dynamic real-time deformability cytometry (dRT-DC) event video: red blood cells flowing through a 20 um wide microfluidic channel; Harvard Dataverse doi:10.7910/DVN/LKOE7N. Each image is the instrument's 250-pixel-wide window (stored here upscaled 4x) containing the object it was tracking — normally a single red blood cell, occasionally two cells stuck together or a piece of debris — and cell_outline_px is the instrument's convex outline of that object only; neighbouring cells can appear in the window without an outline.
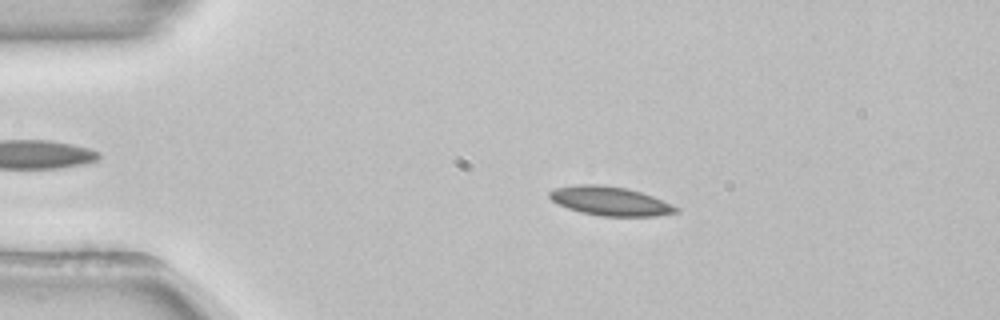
{"species": "common noctule bat (a hibernating species)", "species_latin": "Nyctalus noctula", "temperature_condition": "room temperature", "stored_images_in_passage": 52, "camera_frame_rate_fps": 3000, "um_per_image_px": 0.085, "animal": {"sex": "female", "body_mass_g": 22.7, "forearm_length_mm": 54.2}, "frame": {"image": 1, "passage_image": 10, "time_ms": 3.0, "image_size_px": [1000, 320], "cell_outline_px": [[680, 212], [652, 216], [600, 216], [580, 212], [556, 204], [548, 196], [548, 192], [552, 188], [576, 184], [596, 184], [628, 188], [652, 196], [680, 208]], "centroid_in_image_um": [51.81, 17.08], "position_along_channel_um": 33.2, "area_um2": 21.5}}
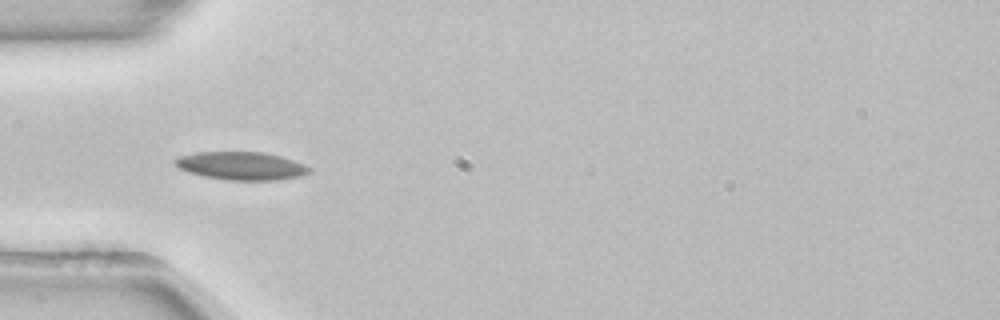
{"frame": {"image": 2, "passage_image": 16, "time_ms": 5.0, "image_size_px": [1000, 320], "cell_outline_px": [[312, 172], [300, 176], [276, 180], [228, 180], [204, 176], [188, 172], [180, 168], [172, 160], [176, 156], [196, 152], [264, 152], [280, 156], [304, 164], [312, 168]], "centroid_in_image_um": [20.5, 14.09], "position_along_channel_um": 64.5, "area_um2": 22.02}}
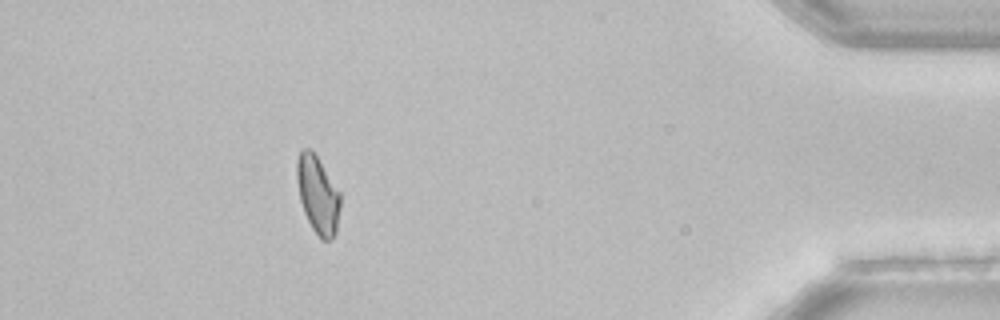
{"frame": {"image": 3, "passage_image": 47, "time_ms": 15.333, "image_size_px": [1000, 320], "cell_outline_px": [[340, 208], [336, 232], [332, 240], [320, 240], [312, 228], [304, 212], [300, 200], [296, 180], [296, 160], [300, 152], [304, 148], [312, 148], [340, 192]], "centroid_in_image_um": [27.0, 16.54], "position_along_channel_um": 408.2, "area_um2": 19.88}}